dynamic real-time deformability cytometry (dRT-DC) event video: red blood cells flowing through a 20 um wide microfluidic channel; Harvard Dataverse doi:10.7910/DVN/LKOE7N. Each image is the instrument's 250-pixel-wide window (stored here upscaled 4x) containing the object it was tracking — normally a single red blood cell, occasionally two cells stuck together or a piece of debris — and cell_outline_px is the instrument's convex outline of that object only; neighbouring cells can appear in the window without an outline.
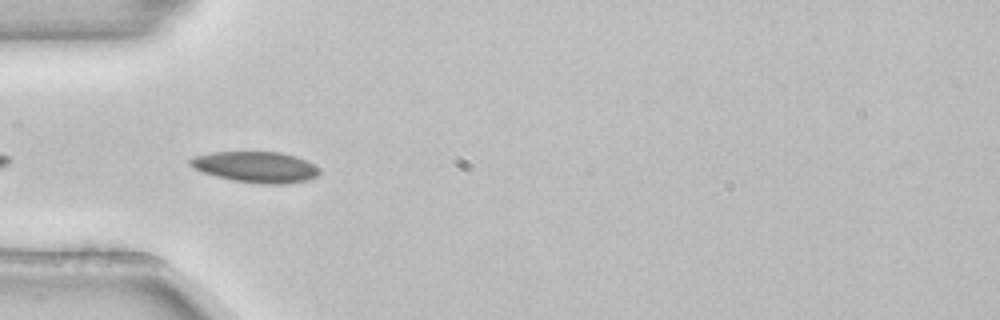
{"species": "common noctule bat (a hibernating species)", "species_latin": "Nyctalus noctula", "temperature_condition": "room temperature", "stored_images_in_passage": 7, "camera_frame_rate_fps": 3000, "um_per_image_px": 0.085, "animal": {"sex": "female", "body_mass_g": 22.7, "forearm_length_mm": 54.2}, "frame": {"image": 1, "passage_image": 3, "time_ms": 0.667, "image_size_px": [1000, 320], "cell_outline_px": [[320, 172], [316, 176], [308, 180], [288, 184], [260, 184], [232, 180], [216, 176], [192, 168], [188, 164], [188, 160], [192, 156], [212, 152], [280, 152], [296, 156], [320, 168]], "centroid_in_image_um": [21.72, 14.2], "position_along_channel_um": 63.3, "area_um2": 23.47}}